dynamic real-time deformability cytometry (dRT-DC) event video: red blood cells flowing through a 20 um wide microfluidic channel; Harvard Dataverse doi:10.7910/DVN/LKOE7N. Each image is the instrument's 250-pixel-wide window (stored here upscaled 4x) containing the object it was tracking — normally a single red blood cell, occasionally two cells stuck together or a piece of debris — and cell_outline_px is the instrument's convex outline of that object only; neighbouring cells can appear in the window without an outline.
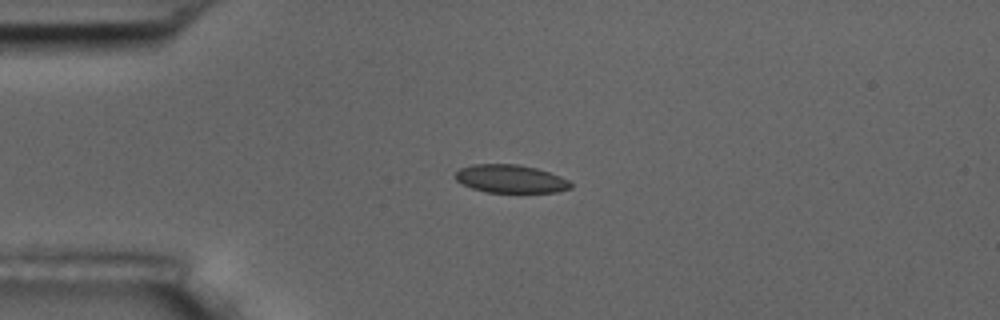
{"species": "common noctule bat (a hibernating species)", "species_latin": "Nyctalus noctula", "temperature_condition": "room temperature", "stored_images_in_passage": 6, "camera_frame_rate_fps": 3000, "um_per_image_px": 0.085, "animal": {"sex": "male", "body_mass_g": 17.5, "forearm_length_mm": 52.3}, "frame": {"image": 1, "passage_image": 5, "time_ms": 5.667, "image_size_px": [1000, 320], "cell_outline_px": [[572, 188], [556, 192], [484, 192], [472, 188], [456, 180], [452, 176], [460, 168], [472, 164], [516, 164], [536, 168], [560, 176], [568, 180], [572, 184]], "centroid_in_image_um": [43.37, 15.2], "position_along_channel_um": 41.6, "area_um2": 18.9}}